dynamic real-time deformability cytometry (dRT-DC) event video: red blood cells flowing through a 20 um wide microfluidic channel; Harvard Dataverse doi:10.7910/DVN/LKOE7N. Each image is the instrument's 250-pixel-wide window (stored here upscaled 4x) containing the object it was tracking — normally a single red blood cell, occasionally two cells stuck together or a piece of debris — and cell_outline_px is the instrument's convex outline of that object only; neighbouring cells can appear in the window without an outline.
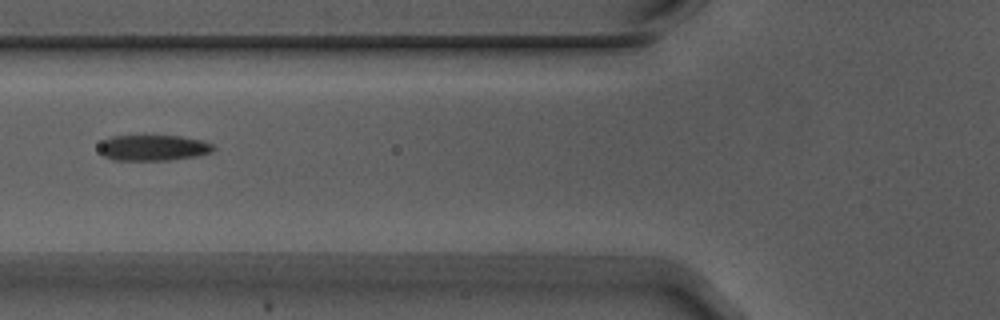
{"species": "Egyptian fruit bat (a non-hibernating species)", "species_latin": "Rousettus aegyptiacus", "temperature_condition": "warm", "stored_images_in_passage": 7, "camera_frame_rate_fps": 3000, "um_per_image_px": 0.085, "animal": {"sex": "male"}, "frame": {"image": 1, "passage_image": 4, "time_ms": 1.0, "image_size_px": [1000, 320], "cell_outline_px": [[216, 148], [208, 152], [196, 156], [168, 160], [116, 160], [104, 156], [100, 152], [100, 144], [104, 140], [112, 136], [180, 136], [200, 140], [212, 144]], "centroid_in_image_um": [13.01, 12.56], "position_along_channel_um": 112.8, "area_um2": 16.88}}
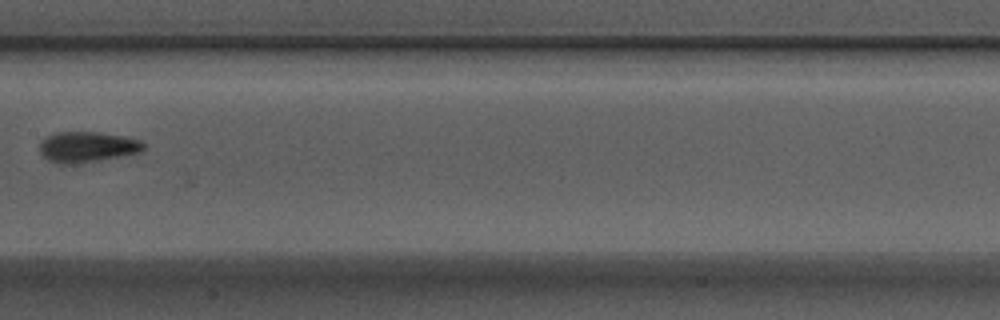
{"frame": {"image": 2, "passage_image": 6, "time_ms": 1.667, "image_size_px": [1000, 320], "cell_outline_px": [[144, 148], [140, 152], [96, 160], [64, 164], [60, 164], [48, 160], [40, 152], [40, 140], [44, 136], [56, 132], [100, 132], [128, 136], [140, 140], [144, 144]], "centroid_in_image_um": [7.39, 12.45], "position_along_channel_um": 200.0, "area_um2": 18.44}}
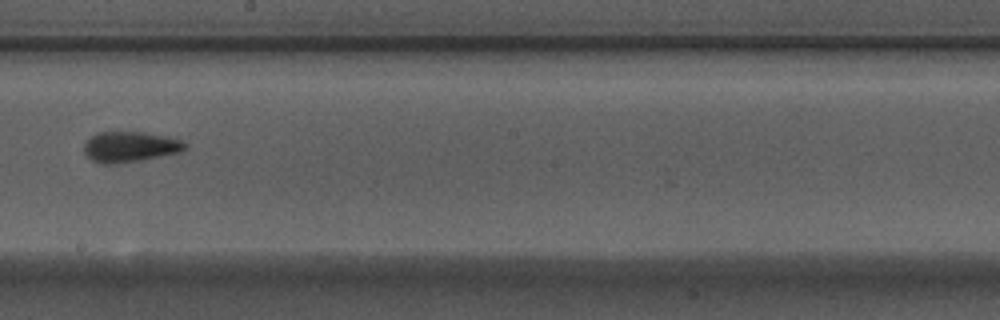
{"frame": {"image": 3, "passage_image": 7, "time_ms": 2.0, "image_size_px": [1000, 320], "cell_outline_px": [[188, 144], [180, 152], [116, 164], [104, 164], [92, 160], [84, 152], [84, 144], [96, 132], [144, 132], [164, 136], [180, 140]], "centroid_in_image_um": [11.02, 12.47], "position_along_channel_um": 237.2, "area_um2": 17.63}}